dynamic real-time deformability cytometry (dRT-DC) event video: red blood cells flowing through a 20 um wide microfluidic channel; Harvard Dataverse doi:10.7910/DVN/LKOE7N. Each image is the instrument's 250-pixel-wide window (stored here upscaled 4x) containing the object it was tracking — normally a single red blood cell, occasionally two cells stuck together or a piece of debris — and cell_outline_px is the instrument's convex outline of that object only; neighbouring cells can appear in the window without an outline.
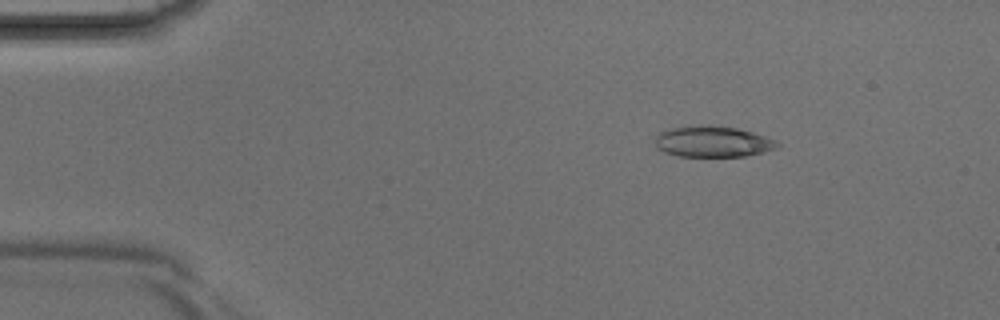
{"species": "Egyptian fruit bat (a non-hibernating species)", "species_latin": "Rousettus aegyptiacus", "temperature_condition": "room temperature", "stored_images_in_passage": 5, "camera_frame_rate_fps": 3000, "um_per_image_px": 0.085, "animal": {"sex": "male"}, "frame": {"image": 1, "passage_image": 2, "time_ms": 0.333, "image_size_px": [1000, 320], "cell_outline_px": [[780, 144], [776, 148], [764, 152], [744, 156], [680, 156], [664, 152], [656, 148], [656, 136], [660, 132], [672, 128], [700, 124], [708, 124], [736, 128], [752, 132], [776, 140]], "centroid_in_image_um": [60.58, 12.03], "position_along_channel_um": 24.4, "area_um2": 22.08}}
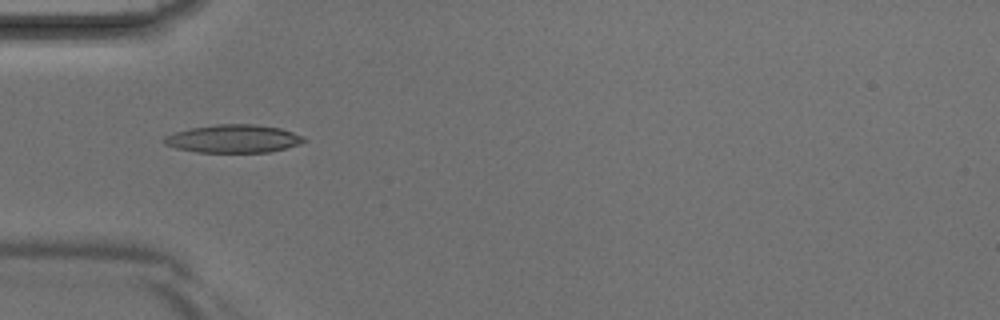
{"frame": {"image": 2, "passage_image": 4, "time_ms": 1.0, "image_size_px": [1000, 320], "cell_outline_px": [[308, 140], [300, 144], [268, 152], [196, 152], [176, 148], [164, 144], [160, 140], [164, 136], [176, 132], [192, 128], [216, 124], [256, 124], [280, 128], [304, 136]], "centroid_in_image_um": [19.83, 11.79], "position_along_channel_um": 65.2, "area_um2": 22.89}}